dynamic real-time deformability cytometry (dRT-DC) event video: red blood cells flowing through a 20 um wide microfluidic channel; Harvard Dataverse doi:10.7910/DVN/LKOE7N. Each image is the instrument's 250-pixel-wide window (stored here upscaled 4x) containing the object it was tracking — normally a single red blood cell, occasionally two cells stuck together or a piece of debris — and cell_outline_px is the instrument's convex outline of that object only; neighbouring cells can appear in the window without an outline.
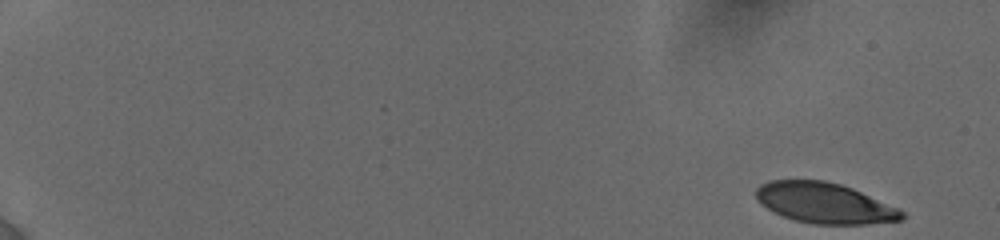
{"species": "human", "species_latin": "Homo sapiens", "temperature_condition": "cold", "stored_images_in_passage": 42, "camera_frame_rate_fps": 3000, "um_per_image_px": 0.085, "donor": {"sex": "female"}, "frame": {"image": 1, "passage_image": 1, "time_ms": 0.0, "image_size_px": [1000, 240], "cell_outline_px": [[904, 220], [868, 224], [816, 224], [796, 220], [784, 216], [760, 204], [756, 200], [756, 188], [760, 184], [768, 180], [824, 180], [840, 184], [852, 188], [900, 208], [904, 212]], "centroid_in_image_um": [70.11, 17.25], "position_along_channel_um": 14.9, "area_um2": 34.51}}
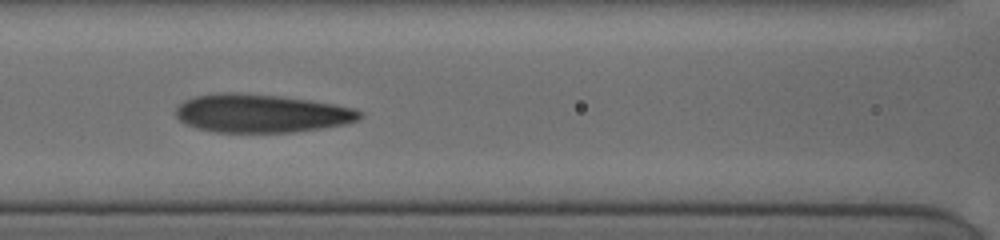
{"frame": {"image": 2, "passage_image": 24, "time_ms": 8.333, "image_size_px": [1000, 240], "cell_outline_px": [[364, 116], [360, 120], [348, 124], [324, 128], [296, 132], [216, 132], [196, 128], [180, 120], [176, 116], [176, 108], [184, 100], [196, 96], [220, 92], [236, 92], [280, 96], [308, 100], [356, 108]], "centroid_in_image_um": [22.25, 9.64], "position_along_channel_um": 144.3, "area_um2": 41.27}}
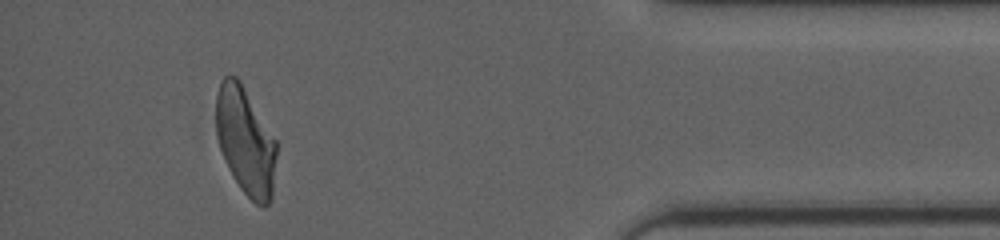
{"frame": {"image": 3, "passage_image": 40, "time_ms": 16.333, "image_size_px": [1000, 240], "cell_outline_px": [[276, 156], [272, 200], [264, 208], [256, 204], [240, 188], [232, 176], [224, 160], [216, 136], [216, 92], [220, 80], [224, 76], [236, 76], [240, 80], [276, 140]], "centroid_in_image_um": [20.85, 11.99], "position_along_channel_um": 414.3, "area_um2": 38.09}, "authors_computed_cell_mechanics": {"area_um2": 38.6393, "velocity_mm_per_s": 3.8534, "shape_relaxation_time_tau1_ms": 7.3531, "shape_relaxation_time_tau2_ms": 1.428, "deformation_change_tau1": 0.2183, "deformation_change_tau2": 0.0783}}